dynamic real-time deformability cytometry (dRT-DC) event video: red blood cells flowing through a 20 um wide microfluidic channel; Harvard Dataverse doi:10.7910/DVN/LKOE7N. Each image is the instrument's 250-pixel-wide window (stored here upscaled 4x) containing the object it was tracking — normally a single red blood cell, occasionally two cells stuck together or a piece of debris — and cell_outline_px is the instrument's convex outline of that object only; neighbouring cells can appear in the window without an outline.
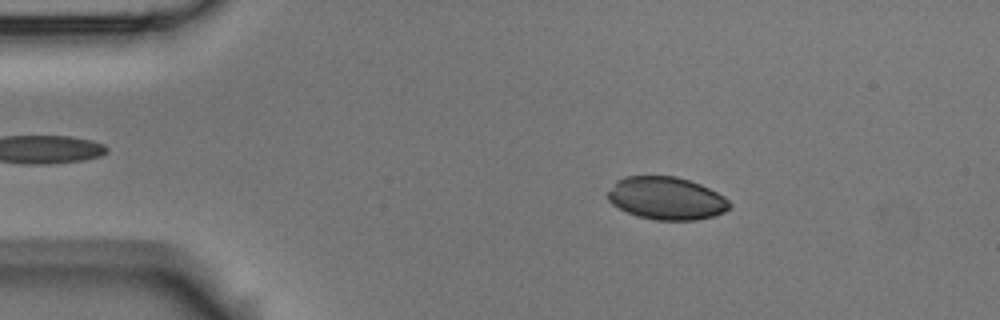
{"species": "Egyptian fruit bat (a non-hibernating species)", "species_latin": "Rousettus aegyptiacus", "temperature_condition": "room temperature", "stored_images_in_passage": 5, "camera_frame_rate_fps": 3000, "um_per_image_px": 0.085, "animal": {"sex": "male"}, "frame": {"image": 1, "passage_image": 2, "time_ms": 0.333, "image_size_px": [1000, 320], "cell_outline_px": [[732, 204], [724, 212], [712, 216], [696, 220], [656, 220], [636, 216], [612, 204], [608, 200], [608, 192], [616, 180], [624, 176], [676, 176], [700, 184], [724, 196]], "centroid_in_image_um": [56.63, 16.85], "position_along_channel_um": 28.4, "area_um2": 30.23}}
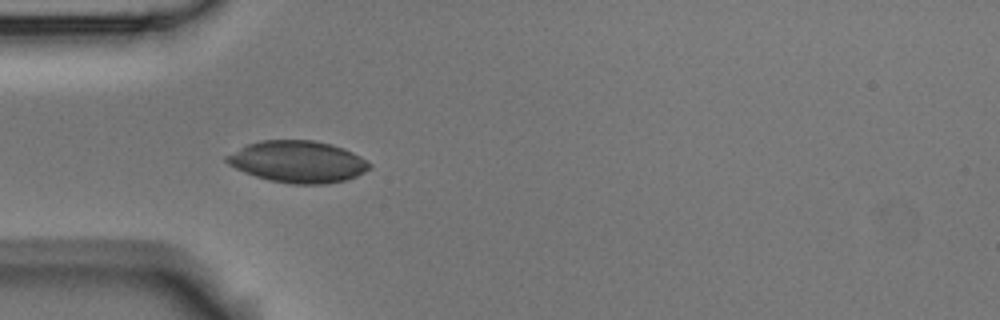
{"frame": {"image": 2, "passage_image": 4, "time_ms": 1.0, "image_size_px": [1000, 320], "cell_outline_px": [[372, 168], [356, 176], [344, 180], [324, 184], [292, 184], [268, 180], [244, 172], [228, 164], [224, 160], [224, 156], [248, 144], [264, 140], [312, 140], [332, 144], [344, 148], [360, 156], [372, 164]], "centroid_in_image_um": [25.32, 13.74], "position_along_channel_um": 59.7, "area_um2": 34.74}}
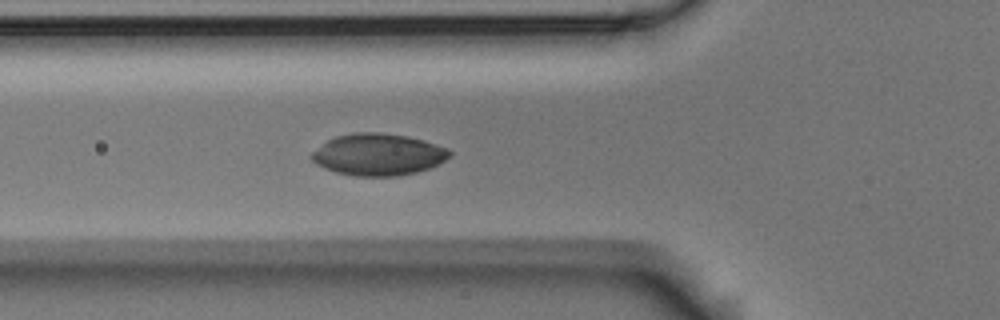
{"frame": {"image": 3, "passage_image": 5, "time_ms": 1.333, "image_size_px": [1000, 320], "cell_outline_px": [[452, 156], [428, 168], [416, 172], [400, 176], [352, 176], [336, 172], [324, 168], [316, 164], [312, 160], [312, 152], [328, 140], [336, 136], [352, 132], [380, 132], [408, 136], [424, 140], [448, 148], [452, 152]], "centroid_in_image_um": [32.16, 13.13], "position_along_channel_um": 93.6, "area_um2": 33.7}}